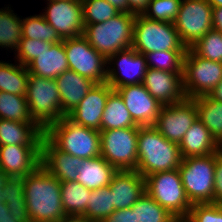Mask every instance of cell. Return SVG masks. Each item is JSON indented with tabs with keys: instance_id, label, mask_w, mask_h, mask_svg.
Segmentation results:
<instances>
[{
	"instance_id": "cell-1",
	"label": "cell",
	"mask_w": 222,
	"mask_h": 222,
	"mask_svg": "<svg viewBox=\"0 0 222 222\" xmlns=\"http://www.w3.org/2000/svg\"><path fill=\"white\" fill-rule=\"evenodd\" d=\"M24 195L31 222H62L61 182L39 165L24 177Z\"/></svg>"
},
{
	"instance_id": "cell-2",
	"label": "cell",
	"mask_w": 222,
	"mask_h": 222,
	"mask_svg": "<svg viewBox=\"0 0 222 222\" xmlns=\"http://www.w3.org/2000/svg\"><path fill=\"white\" fill-rule=\"evenodd\" d=\"M136 171L144 178L155 172L178 169L179 144L167 140L154 126H139Z\"/></svg>"
},
{
	"instance_id": "cell-3",
	"label": "cell",
	"mask_w": 222,
	"mask_h": 222,
	"mask_svg": "<svg viewBox=\"0 0 222 222\" xmlns=\"http://www.w3.org/2000/svg\"><path fill=\"white\" fill-rule=\"evenodd\" d=\"M135 16L119 12L103 23L84 24L83 36L106 59L119 51L132 48Z\"/></svg>"
},
{
	"instance_id": "cell-4",
	"label": "cell",
	"mask_w": 222,
	"mask_h": 222,
	"mask_svg": "<svg viewBox=\"0 0 222 222\" xmlns=\"http://www.w3.org/2000/svg\"><path fill=\"white\" fill-rule=\"evenodd\" d=\"M44 135L61 151L82 159L100 156V131L73 123L66 116L52 123Z\"/></svg>"
},
{
	"instance_id": "cell-5",
	"label": "cell",
	"mask_w": 222,
	"mask_h": 222,
	"mask_svg": "<svg viewBox=\"0 0 222 222\" xmlns=\"http://www.w3.org/2000/svg\"><path fill=\"white\" fill-rule=\"evenodd\" d=\"M26 99L31 118L43 131L66 116L55 79L29 73Z\"/></svg>"
},
{
	"instance_id": "cell-6",
	"label": "cell",
	"mask_w": 222,
	"mask_h": 222,
	"mask_svg": "<svg viewBox=\"0 0 222 222\" xmlns=\"http://www.w3.org/2000/svg\"><path fill=\"white\" fill-rule=\"evenodd\" d=\"M145 190L179 222L187 218L192 204L187 198L178 169L146 176Z\"/></svg>"
},
{
	"instance_id": "cell-7",
	"label": "cell",
	"mask_w": 222,
	"mask_h": 222,
	"mask_svg": "<svg viewBox=\"0 0 222 222\" xmlns=\"http://www.w3.org/2000/svg\"><path fill=\"white\" fill-rule=\"evenodd\" d=\"M216 153L182 159L178 168L191 204L214 203Z\"/></svg>"
},
{
	"instance_id": "cell-8",
	"label": "cell",
	"mask_w": 222,
	"mask_h": 222,
	"mask_svg": "<svg viewBox=\"0 0 222 222\" xmlns=\"http://www.w3.org/2000/svg\"><path fill=\"white\" fill-rule=\"evenodd\" d=\"M132 48L140 54L156 51H187L178 32L171 22L147 19L136 15Z\"/></svg>"
},
{
	"instance_id": "cell-9",
	"label": "cell",
	"mask_w": 222,
	"mask_h": 222,
	"mask_svg": "<svg viewBox=\"0 0 222 222\" xmlns=\"http://www.w3.org/2000/svg\"><path fill=\"white\" fill-rule=\"evenodd\" d=\"M182 78L186 98L206 96L222 80V62L199 57L188 48L184 57Z\"/></svg>"
},
{
	"instance_id": "cell-10",
	"label": "cell",
	"mask_w": 222,
	"mask_h": 222,
	"mask_svg": "<svg viewBox=\"0 0 222 222\" xmlns=\"http://www.w3.org/2000/svg\"><path fill=\"white\" fill-rule=\"evenodd\" d=\"M138 130L119 128L100 131V156L117 170H136Z\"/></svg>"
},
{
	"instance_id": "cell-11",
	"label": "cell",
	"mask_w": 222,
	"mask_h": 222,
	"mask_svg": "<svg viewBox=\"0 0 222 222\" xmlns=\"http://www.w3.org/2000/svg\"><path fill=\"white\" fill-rule=\"evenodd\" d=\"M63 42L69 70L92 80L96 84L106 82L107 59L95 50L83 35L63 39Z\"/></svg>"
},
{
	"instance_id": "cell-12",
	"label": "cell",
	"mask_w": 222,
	"mask_h": 222,
	"mask_svg": "<svg viewBox=\"0 0 222 222\" xmlns=\"http://www.w3.org/2000/svg\"><path fill=\"white\" fill-rule=\"evenodd\" d=\"M213 7L207 0H182L174 26L181 42L192 47L212 26Z\"/></svg>"
},
{
	"instance_id": "cell-13",
	"label": "cell",
	"mask_w": 222,
	"mask_h": 222,
	"mask_svg": "<svg viewBox=\"0 0 222 222\" xmlns=\"http://www.w3.org/2000/svg\"><path fill=\"white\" fill-rule=\"evenodd\" d=\"M198 118L196 98L162 106L154 127L169 141L179 144Z\"/></svg>"
},
{
	"instance_id": "cell-14",
	"label": "cell",
	"mask_w": 222,
	"mask_h": 222,
	"mask_svg": "<svg viewBox=\"0 0 222 222\" xmlns=\"http://www.w3.org/2000/svg\"><path fill=\"white\" fill-rule=\"evenodd\" d=\"M114 61L115 63L113 64H116L114 65V68H110L109 66L106 68V82L114 90L127 85H137L143 83L145 73L148 69L144 54L138 53L133 48H128L111 55L107 59V64L113 65L111 62ZM115 66H117L116 68L118 69H115Z\"/></svg>"
},
{
	"instance_id": "cell-15",
	"label": "cell",
	"mask_w": 222,
	"mask_h": 222,
	"mask_svg": "<svg viewBox=\"0 0 222 222\" xmlns=\"http://www.w3.org/2000/svg\"><path fill=\"white\" fill-rule=\"evenodd\" d=\"M44 19L56 30L60 38H75L83 35L82 3L77 0H47Z\"/></svg>"
},
{
	"instance_id": "cell-16",
	"label": "cell",
	"mask_w": 222,
	"mask_h": 222,
	"mask_svg": "<svg viewBox=\"0 0 222 222\" xmlns=\"http://www.w3.org/2000/svg\"><path fill=\"white\" fill-rule=\"evenodd\" d=\"M124 100L133 121L138 126H154L163 105L147 91L144 85H127L116 89Z\"/></svg>"
},
{
	"instance_id": "cell-17",
	"label": "cell",
	"mask_w": 222,
	"mask_h": 222,
	"mask_svg": "<svg viewBox=\"0 0 222 222\" xmlns=\"http://www.w3.org/2000/svg\"><path fill=\"white\" fill-rule=\"evenodd\" d=\"M113 90L107 82L95 84L66 117L75 124L101 131L102 114L107 98Z\"/></svg>"
},
{
	"instance_id": "cell-18",
	"label": "cell",
	"mask_w": 222,
	"mask_h": 222,
	"mask_svg": "<svg viewBox=\"0 0 222 222\" xmlns=\"http://www.w3.org/2000/svg\"><path fill=\"white\" fill-rule=\"evenodd\" d=\"M182 75L183 73L148 68L142 84L161 105L167 106L186 98Z\"/></svg>"
},
{
	"instance_id": "cell-19",
	"label": "cell",
	"mask_w": 222,
	"mask_h": 222,
	"mask_svg": "<svg viewBox=\"0 0 222 222\" xmlns=\"http://www.w3.org/2000/svg\"><path fill=\"white\" fill-rule=\"evenodd\" d=\"M41 165V146H0V169L11 177H26Z\"/></svg>"
},
{
	"instance_id": "cell-20",
	"label": "cell",
	"mask_w": 222,
	"mask_h": 222,
	"mask_svg": "<svg viewBox=\"0 0 222 222\" xmlns=\"http://www.w3.org/2000/svg\"><path fill=\"white\" fill-rule=\"evenodd\" d=\"M82 158L59 150L45 135L41 140V165L60 182L76 181Z\"/></svg>"
},
{
	"instance_id": "cell-21",
	"label": "cell",
	"mask_w": 222,
	"mask_h": 222,
	"mask_svg": "<svg viewBox=\"0 0 222 222\" xmlns=\"http://www.w3.org/2000/svg\"><path fill=\"white\" fill-rule=\"evenodd\" d=\"M115 210L132 207L145 193V178L136 170H118L108 186Z\"/></svg>"
},
{
	"instance_id": "cell-22",
	"label": "cell",
	"mask_w": 222,
	"mask_h": 222,
	"mask_svg": "<svg viewBox=\"0 0 222 222\" xmlns=\"http://www.w3.org/2000/svg\"><path fill=\"white\" fill-rule=\"evenodd\" d=\"M26 68L30 74L48 79H55L69 70L63 40L57 43L43 41L42 51Z\"/></svg>"
},
{
	"instance_id": "cell-23",
	"label": "cell",
	"mask_w": 222,
	"mask_h": 222,
	"mask_svg": "<svg viewBox=\"0 0 222 222\" xmlns=\"http://www.w3.org/2000/svg\"><path fill=\"white\" fill-rule=\"evenodd\" d=\"M60 94L62 112H71L96 84L92 80L67 70L55 78Z\"/></svg>"
},
{
	"instance_id": "cell-24",
	"label": "cell",
	"mask_w": 222,
	"mask_h": 222,
	"mask_svg": "<svg viewBox=\"0 0 222 222\" xmlns=\"http://www.w3.org/2000/svg\"><path fill=\"white\" fill-rule=\"evenodd\" d=\"M179 149L182 159H184L211 155L220 152L222 147L197 118L179 143Z\"/></svg>"
},
{
	"instance_id": "cell-25",
	"label": "cell",
	"mask_w": 222,
	"mask_h": 222,
	"mask_svg": "<svg viewBox=\"0 0 222 222\" xmlns=\"http://www.w3.org/2000/svg\"><path fill=\"white\" fill-rule=\"evenodd\" d=\"M44 131L36 123L0 119V146H41Z\"/></svg>"
},
{
	"instance_id": "cell-26",
	"label": "cell",
	"mask_w": 222,
	"mask_h": 222,
	"mask_svg": "<svg viewBox=\"0 0 222 222\" xmlns=\"http://www.w3.org/2000/svg\"><path fill=\"white\" fill-rule=\"evenodd\" d=\"M117 171L102 156L83 159L82 166L78 168L76 182L90 190L108 187Z\"/></svg>"
},
{
	"instance_id": "cell-27",
	"label": "cell",
	"mask_w": 222,
	"mask_h": 222,
	"mask_svg": "<svg viewBox=\"0 0 222 222\" xmlns=\"http://www.w3.org/2000/svg\"><path fill=\"white\" fill-rule=\"evenodd\" d=\"M119 128H139L133 121L124 100L113 90L106 101L101 119V131Z\"/></svg>"
},
{
	"instance_id": "cell-28",
	"label": "cell",
	"mask_w": 222,
	"mask_h": 222,
	"mask_svg": "<svg viewBox=\"0 0 222 222\" xmlns=\"http://www.w3.org/2000/svg\"><path fill=\"white\" fill-rule=\"evenodd\" d=\"M91 190L76 181L61 182L63 211L68 218H82L86 214Z\"/></svg>"
},
{
	"instance_id": "cell-29",
	"label": "cell",
	"mask_w": 222,
	"mask_h": 222,
	"mask_svg": "<svg viewBox=\"0 0 222 222\" xmlns=\"http://www.w3.org/2000/svg\"><path fill=\"white\" fill-rule=\"evenodd\" d=\"M198 119L222 147V103L208 95L196 98Z\"/></svg>"
},
{
	"instance_id": "cell-30",
	"label": "cell",
	"mask_w": 222,
	"mask_h": 222,
	"mask_svg": "<svg viewBox=\"0 0 222 222\" xmlns=\"http://www.w3.org/2000/svg\"><path fill=\"white\" fill-rule=\"evenodd\" d=\"M29 72L22 64L0 61V91L26 96Z\"/></svg>"
},
{
	"instance_id": "cell-31",
	"label": "cell",
	"mask_w": 222,
	"mask_h": 222,
	"mask_svg": "<svg viewBox=\"0 0 222 222\" xmlns=\"http://www.w3.org/2000/svg\"><path fill=\"white\" fill-rule=\"evenodd\" d=\"M131 208L136 222H179L146 191Z\"/></svg>"
},
{
	"instance_id": "cell-32",
	"label": "cell",
	"mask_w": 222,
	"mask_h": 222,
	"mask_svg": "<svg viewBox=\"0 0 222 222\" xmlns=\"http://www.w3.org/2000/svg\"><path fill=\"white\" fill-rule=\"evenodd\" d=\"M0 119L35 123L30 116L26 96L0 91Z\"/></svg>"
},
{
	"instance_id": "cell-33",
	"label": "cell",
	"mask_w": 222,
	"mask_h": 222,
	"mask_svg": "<svg viewBox=\"0 0 222 222\" xmlns=\"http://www.w3.org/2000/svg\"><path fill=\"white\" fill-rule=\"evenodd\" d=\"M3 9H0V46L16 51L22 38V19L9 7Z\"/></svg>"
},
{
	"instance_id": "cell-34",
	"label": "cell",
	"mask_w": 222,
	"mask_h": 222,
	"mask_svg": "<svg viewBox=\"0 0 222 222\" xmlns=\"http://www.w3.org/2000/svg\"><path fill=\"white\" fill-rule=\"evenodd\" d=\"M114 211L112 192L109 187H104L91 190L86 214L82 218L87 221L101 222Z\"/></svg>"
},
{
	"instance_id": "cell-35",
	"label": "cell",
	"mask_w": 222,
	"mask_h": 222,
	"mask_svg": "<svg viewBox=\"0 0 222 222\" xmlns=\"http://www.w3.org/2000/svg\"><path fill=\"white\" fill-rule=\"evenodd\" d=\"M22 38L51 43L62 41L56 30L40 14L22 19Z\"/></svg>"
},
{
	"instance_id": "cell-36",
	"label": "cell",
	"mask_w": 222,
	"mask_h": 222,
	"mask_svg": "<svg viewBox=\"0 0 222 222\" xmlns=\"http://www.w3.org/2000/svg\"><path fill=\"white\" fill-rule=\"evenodd\" d=\"M186 51H156L145 54L148 68L183 73Z\"/></svg>"
},
{
	"instance_id": "cell-37",
	"label": "cell",
	"mask_w": 222,
	"mask_h": 222,
	"mask_svg": "<svg viewBox=\"0 0 222 222\" xmlns=\"http://www.w3.org/2000/svg\"><path fill=\"white\" fill-rule=\"evenodd\" d=\"M81 3L84 24L103 23L119 13V11L106 0H84Z\"/></svg>"
},
{
	"instance_id": "cell-38",
	"label": "cell",
	"mask_w": 222,
	"mask_h": 222,
	"mask_svg": "<svg viewBox=\"0 0 222 222\" xmlns=\"http://www.w3.org/2000/svg\"><path fill=\"white\" fill-rule=\"evenodd\" d=\"M190 48L199 57L222 62V33L211 29Z\"/></svg>"
},
{
	"instance_id": "cell-39",
	"label": "cell",
	"mask_w": 222,
	"mask_h": 222,
	"mask_svg": "<svg viewBox=\"0 0 222 222\" xmlns=\"http://www.w3.org/2000/svg\"><path fill=\"white\" fill-rule=\"evenodd\" d=\"M182 0H151L143 13L147 19L174 23Z\"/></svg>"
},
{
	"instance_id": "cell-40",
	"label": "cell",
	"mask_w": 222,
	"mask_h": 222,
	"mask_svg": "<svg viewBox=\"0 0 222 222\" xmlns=\"http://www.w3.org/2000/svg\"><path fill=\"white\" fill-rule=\"evenodd\" d=\"M183 222H222V205L192 204L189 214Z\"/></svg>"
},
{
	"instance_id": "cell-41",
	"label": "cell",
	"mask_w": 222,
	"mask_h": 222,
	"mask_svg": "<svg viewBox=\"0 0 222 222\" xmlns=\"http://www.w3.org/2000/svg\"><path fill=\"white\" fill-rule=\"evenodd\" d=\"M43 41L34 40L29 38H21L19 46L17 48V61L23 66H27L31 61L38 57V54L42 51Z\"/></svg>"
},
{
	"instance_id": "cell-42",
	"label": "cell",
	"mask_w": 222,
	"mask_h": 222,
	"mask_svg": "<svg viewBox=\"0 0 222 222\" xmlns=\"http://www.w3.org/2000/svg\"><path fill=\"white\" fill-rule=\"evenodd\" d=\"M3 202L11 203L18 199H25L24 177H10L3 187Z\"/></svg>"
},
{
	"instance_id": "cell-43",
	"label": "cell",
	"mask_w": 222,
	"mask_h": 222,
	"mask_svg": "<svg viewBox=\"0 0 222 222\" xmlns=\"http://www.w3.org/2000/svg\"><path fill=\"white\" fill-rule=\"evenodd\" d=\"M214 204L222 205V150L216 152Z\"/></svg>"
},
{
	"instance_id": "cell-44",
	"label": "cell",
	"mask_w": 222,
	"mask_h": 222,
	"mask_svg": "<svg viewBox=\"0 0 222 222\" xmlns=\"http://www.w3.org/2000/svg\"><path fill=\"white\" fill-rule=\"evenodd\" d=\"M9 210V214L20 217L24 222H31L28 216L27 205L25 199H18L5 203Z\"/></svg>"
},
{
	"instance_id": "cell-45",
	"label": "cell",
	"mask_w": 222,
	"mask_h": 222,
	"mask_svg": "<svg viewBox=\"0 0 222 222\" xmlns=\"http://www.w3.org/2000/svg\"><path fill=\"white\" fill-rule=\"evenodd\" d=\"M101 222H136L135 211L132 208L115 210L111 215L105 217Z\"/></svg>"
},
{
	"instance_id": "cell-46",
	"label": "cell",
	"mask_w": 222,
	"mask_h": 222,
	"mask_svg": "<svg viewBox=\"0 0 222 222\" xmlns=\"http://www.w3.org/2000/svg\"><path fill=\"white\" fill-rule=\"evenodd\" d=\"M151 0H127L128 13L143 15Z\"/></svg>"
},
{
	"instance_id": "cell-47",
	"label": "cell",
	"mask_w": 222,
	"mask_h": 222,
	"mask_svg": "<svg viewBox=\"0 0 222 222\" xmlns=\"http://www.w3.org/2000/svg\"><path fill=\"white\" fill-rule=\"evenodd\" d=\"M0 222H24L20 217L9 214V210L4 202L0 201Z\"/></svg>"
},
{
	"instance_id": "cell-48",
	"label": "cell",
	"mask_w": 222,
	"mask_h": 222,
	"mask_svg": "<svg viewBox=\"0 0 222 222\" xmlns=\"http://www.w3.org/2000/svg\"><path fill=\"white\" fill-rule=\"evenodd\" d=\"M212 26L214 30H217L222 33V6L213 7Z\"/></svg>"
},
{
	"instance_id": "cell-49",
	"label": "cell",
	"mask_w": 222,
	"mask_h": 222,
	"mask_svg": "<svg viewBox=\"0 0 222 222\" xmlns=\"http://www.w3.org/2000/svg\"><path fill=\"white\" fill-rule=\"evenodd\" d=\"M208 96L218 102L222 103V80L219 84L208 94Z\"/></svg>"
},
{
	"instance_id": "cell-50",
	"label": "cell",
	"mask_w": 222,
	"mask_h": 222,
	"mask_svg": "<svg viewBox=\"0 0 222 222\" xmlns=\"http://www.w3.org/2000/svg\"><path fill=\"white\" fill-rule=\"evenodd\" d=\"M119 12H128L127 0H106Z\"/></svg>"
},
{
	"instance_id": "cell-51",
	"label": "cell",
	"mask_w": 222,
	"mask_h": 222,
	"mask_svg": "<svg viewBox=\"0 0 222 222\" xmlns=\"http://www.w3.org/2000/svg\"><path fill=\"white\" fill-rule=\"evenodd\" d=\"M11 176L6 174L4 171L0 169V201L3 202V187L7 184L8 179Z\"/></svg>"
},
{
	"instance_id": "cell-52",
	"label": "cell",
	"mask_w": 222,
	"mask_h": 222,
	"mask_svg": "<svg viewBox=\"0 0 222 222\" xmlns=\"http://www.w3.org/2000/svg\"><path fill=\"white\" fill-rule=\"evenodd\" d=\"M62 222H93V221H87V220H84L83 218H75L74 217V218H67Z\"/></svg>"
},
{
	"instance_id": "cell-53",
	"label": "cell",
	"mask_w": 222,
	"mask_h": 222,
	"mask_svg": "<svg viewBox=\"0 0 222 222\" xmlns=\"http://www.w3.org/2000/svg\"><path fill=\"white\" fill-rule=\"evenodd\" d=\"M212 7L222 6V0H207Z\"/></svg>"
}]
</instances>
